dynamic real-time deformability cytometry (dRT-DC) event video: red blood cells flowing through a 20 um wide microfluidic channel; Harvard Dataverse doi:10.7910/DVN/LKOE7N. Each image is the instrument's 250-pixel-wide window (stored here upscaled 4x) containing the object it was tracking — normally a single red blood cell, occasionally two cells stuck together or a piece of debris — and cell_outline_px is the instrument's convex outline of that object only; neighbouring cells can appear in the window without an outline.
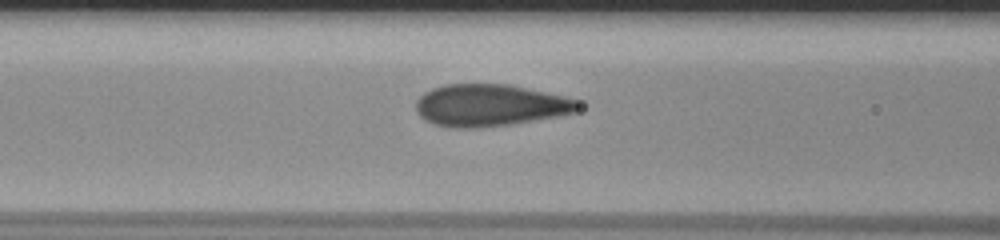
{"species": "human", "species_latin": "Homo sapiens", "temperature_condition": "room temperature", "stored_images_in_passage": 25, "camera_frame_rate_fps": 3000, "um_per_image_px": 0.085, "donor": {"sex": "male"}, "frame": {"image": 1, "passage_image": 13, "time_ms": 4.0, "image_size_px": [1000, 240], "cell_outline_px": [[584, 104], [576, 112], [556, 116], [512, 124], [480, 128], [456, 128], [436, 124], [424, 120], [416, 112], [416, 100], [424, 92], [432, 88], [444, 84], [508, 84], [564, 96], [580, 100]], "centroid_in_image_um": [41.66, 8.95], "position_along_channel_um": 124.9, "area_um2": 39.94}}
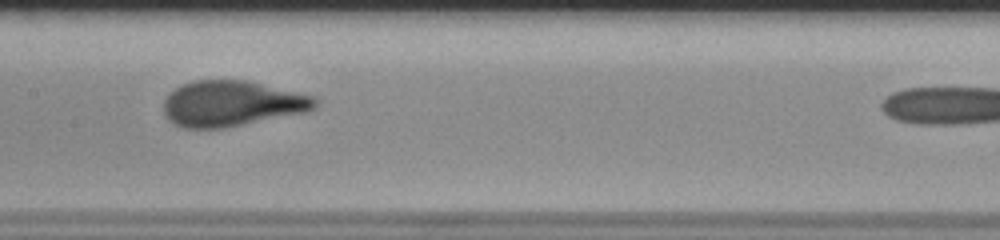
{"frame": {"image": 2, "passage_image": 18, "time_ms": 5.667, "image_size_px": [1000, 240], "cell_outline_px": [[316, 108], [308, 112], [224, 128], [184, 128], [172, 124], [164, 116], [164, 100], [176, 88], [192, 80], [244, 80], [312, 96], [316, 100]], "centroid_in_image_um": [19.67, 8.82], "position_along_channel_um": 187.7, "area_um2": 40.06}}
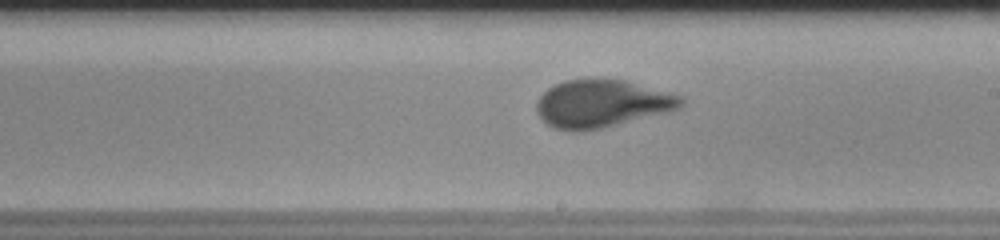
{"frame": {"image": 3, "passage_image": 22, "time_ms": 7.0, "image_size_px": [1000, 240], "cell_outline_px": [[684, 104], [680, 108], [604, 128], [584, 132], [572, 132], [552, 128], [540, 116], [536, 108], [536, 104], [540, 96], [548, 88], [564, 80], [624, 80], [680, 96], [684, 100]], "centroid_in_image_um": [51.12, 8.84], "position_along_channel_um": 237.9, "area_um2": 39.65}}